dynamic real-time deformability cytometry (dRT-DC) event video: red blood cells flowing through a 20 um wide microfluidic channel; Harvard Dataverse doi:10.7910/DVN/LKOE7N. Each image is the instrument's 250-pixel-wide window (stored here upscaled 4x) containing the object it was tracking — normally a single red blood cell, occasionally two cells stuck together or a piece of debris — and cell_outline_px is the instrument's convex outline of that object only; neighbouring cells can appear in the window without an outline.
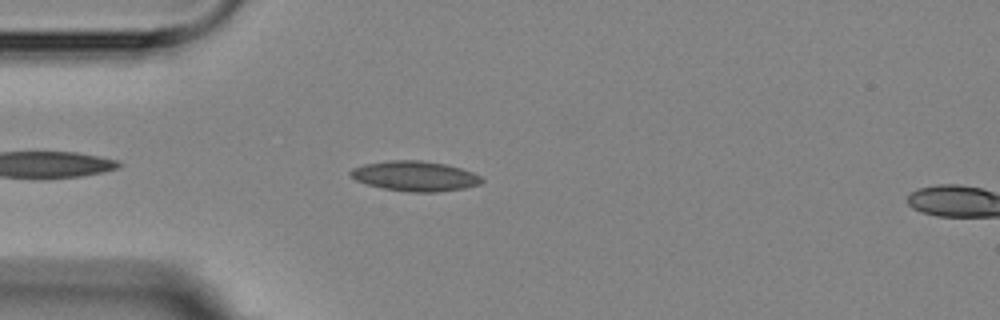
{"species": "Egyptian fruit bat (a non-hibernating species)", "species_latin": "Rousettus aegyptiacus", "temperature_condition": "room temperature", "stored_images_in_passage": 5, "segment_of_instrument_passage": [1, 2], "camera_frame_rate_fps": 3000, "um_per_image_px": 0.085, "animal": {"sex": "female"}, "frame": {"image": 1, "passage_image": 4, "time_ms": 4.333, "image_size_px": [1000, 320], "cell_outline_px": [[484, 180], [480, 184], [464, 188], [436, 192], [408, 192], [384, 188], [368, 184], [356, 180], [348, 172], [352, 168], [364, 164], [388, 160], [420, 160], [444, 164], [460, 168], [472, 172], [480, 176]], "centroid_in_image_um": [35.27, 14.96], "position_along_channel_um": 49.7, "area_um2": 22.83}}